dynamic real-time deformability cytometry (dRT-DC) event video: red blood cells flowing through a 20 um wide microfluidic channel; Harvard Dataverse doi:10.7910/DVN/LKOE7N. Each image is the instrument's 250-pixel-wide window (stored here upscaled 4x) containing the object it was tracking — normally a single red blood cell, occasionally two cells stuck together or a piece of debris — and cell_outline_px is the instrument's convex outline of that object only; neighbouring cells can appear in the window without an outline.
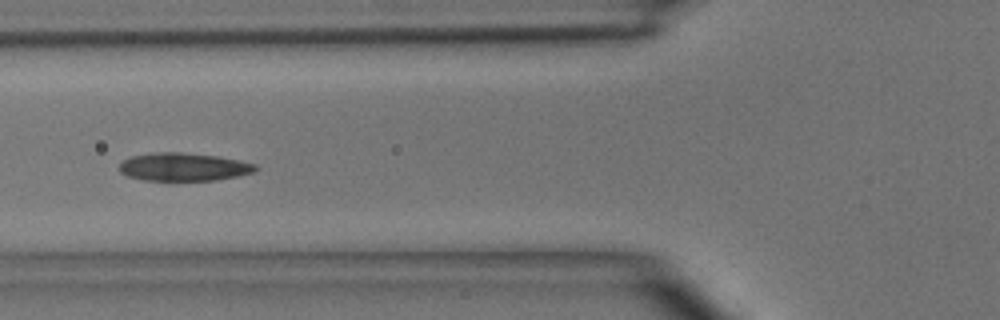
{"species": "common noctule bat (a hibernating species)", "species_latin": "Nyctalus noctula", "temperature_condition": "room temperature", "stored_images_in_passage": 5, "camera_frame_rate_fps": 3000, "um_per_image_px": 0.085, "animal": {"sex": "male", "body_mass_g": 15.6}, "frame": {"image": 1, "passage_image": 5, "time_ms": 4.333, "image_size_px": [1000, 320], "cell_outline_px": [[256, 168], [252, 172], [236, 176], [216, 180], [144, 180], [128, 176], [120, 172], [120, 164], [124, 160], [132, 156], [152, 152], [180, 152], [216, 156], [256, 164]], "centroid_in_image_um": [15.56, 14.18], "position_along_channel_um": 110.2, "area_um2": 21.91}}